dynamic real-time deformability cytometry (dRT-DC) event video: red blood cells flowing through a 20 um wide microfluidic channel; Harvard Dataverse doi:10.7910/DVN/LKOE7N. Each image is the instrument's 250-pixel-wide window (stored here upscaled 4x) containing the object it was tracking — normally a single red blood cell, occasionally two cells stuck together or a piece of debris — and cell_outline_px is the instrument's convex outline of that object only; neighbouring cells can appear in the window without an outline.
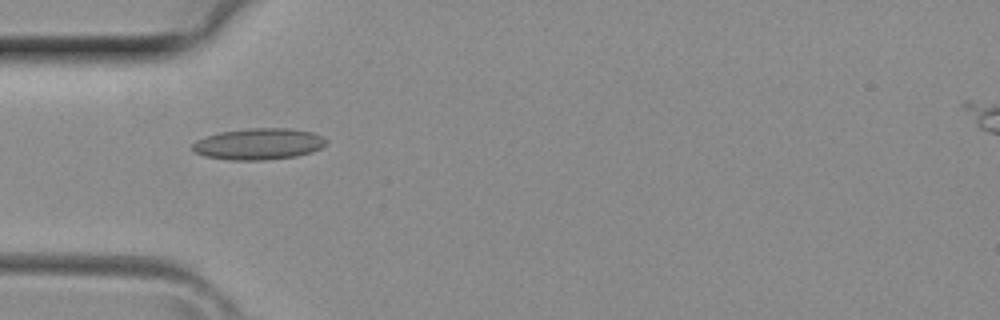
{"species": "common noctule bat (a hibernating species)", "species_latin": "Nyctalus noctula", "temperature_condition": "room temperature", "stored_images_in_passage": 5, "camera_frame_rate_fps": 3000, "um_per_image_px": 0.085, "animal": {"sex": "female", "body_mass_g": 29.2, "forearm_length_mm": 56.3}, "frame": {"image": 1, "passage_image": 4, "time_ms": 1.0, "image_size_px": [1000, 320], "cell_outline_px": [[328, 144], [312, 152], [296, 156], [264, 160], [228, 160], [204, 156], [196, 152], [192, 148], [192, 144], [196, 140], [220, 132], [248, 128], [292, 128], [312, 132], [328, 140]], "centroid_in_image_um": [22.01, 12.24], "position_along_channel_um": 63.0, "area_um2": 24.51}}
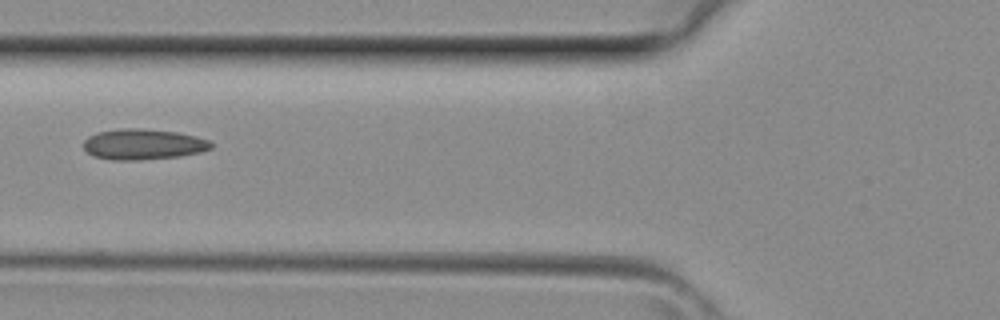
{"frame": {"image": 2, "passage_image": 5, "time_ms": 1.333, "image_size_px": [1000, 320], "cell_outline_px": [[212, 148], [200, 152], [180, 156], [140, 160], [112, 160], [96, 156], [88, 152], [84, 148], [84, 140], [88, 136], [96, 132], [120, 128], [140, 128], [176, 132], [196, 136], [208, 140], [212, 144]], "centroid_in_image_um": [12.16, 12.26], "position_along_channel_um": 113.6, "area_um2": 22.77}}